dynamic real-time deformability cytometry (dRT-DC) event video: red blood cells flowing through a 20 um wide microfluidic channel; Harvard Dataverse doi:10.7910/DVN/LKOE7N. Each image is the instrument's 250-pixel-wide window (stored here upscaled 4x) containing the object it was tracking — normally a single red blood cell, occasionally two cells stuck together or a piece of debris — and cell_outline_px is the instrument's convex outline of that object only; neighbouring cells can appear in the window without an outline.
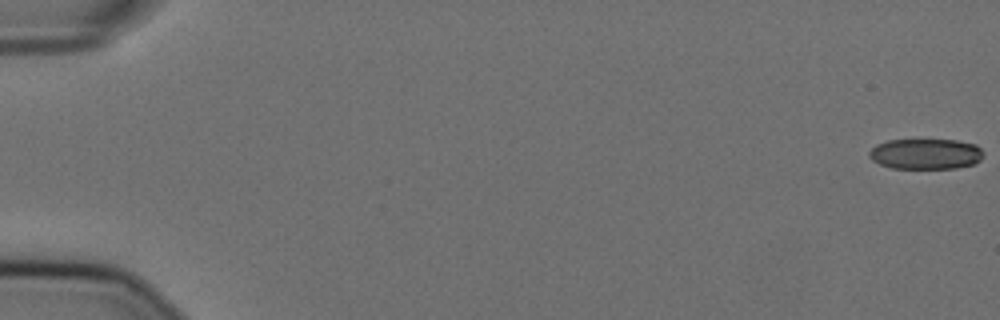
{"species": "Egyptian fruit bat (a non-hibernating species)", "species_latin": "Rousettus aegyptiacus", "temperature_condition": "cold", "stored_images_in_passage": 57, "camera_frame_rate_fps": 3000, "um_per_image_px": 0.085, "animal": {"sex": "female"}, "frame": {"image": 1, "passage_image": 1, "time_ms": 0.0, "image_size_px": [1000, 320], "cell_outline_px": [[984, 156], [980, 160], [972, 164], [956, 168], [892, 168], [880, 164], [872, 160], [868, 156], [868, 152], [876, 144], [888, 140], [956, 140], [976, 144], [984, 152]], "centroid_in_image_um": [78.68, 13.08], "position_along_channel_um": 6.3, "area_um2": 20.4}}
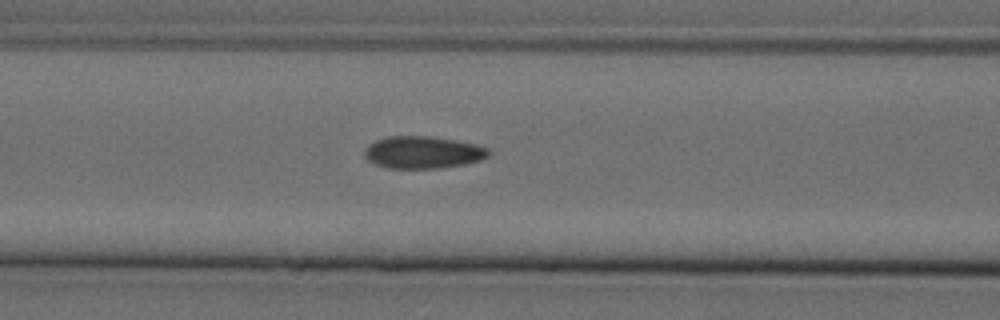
{"frame": {"image": 2, "passage_image": 25, "time_ms": 8.0, "image_size_px": [1000, 320], "cell_outline_px": [[492, 152], [488, 156], [480, 160], [464, 164], [436, 168], [388, 168], [376, 164], [368, 160], [364, 156], [364, 148], [368, 144], [376, 140], [388, 136], [432, 136], [456, 140], [476, 144], [488, 148]], "centroid_in_image_um": [35.94, 12.94], "position_along_channel_um": 130.7, "area_um2": 23.41}}
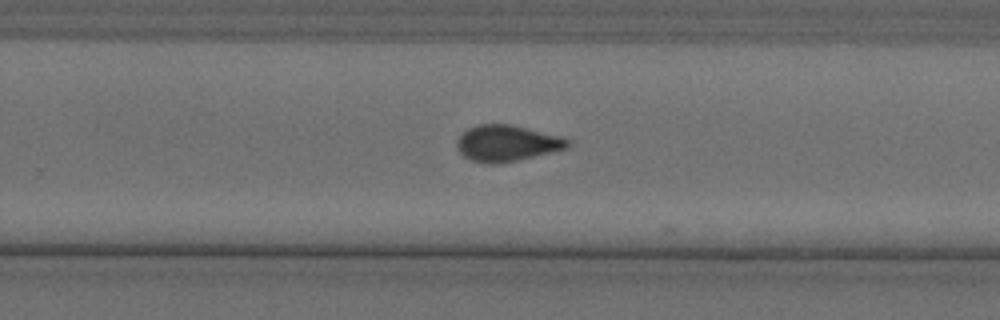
{"frame": {"image": 3, "passage_image": 38, "time_ms": 12.333, "image_size_px": [1000, 320], "cell_outline_px": [[572, 144], [568, 148], [500, 164], [488, 164], [472, 160], [464, 156], [456, 148], [456, 140], [468, 128], [476, 124], [512, 124], [560, 136], [572, 140]], "centroid_in_image_um": [43.09, 12.17], "position_along_channel_um": 286.7, "area_um2": 23.52}, "authors_computed_cell_mechanics": {"area_um2": 23.12, "velocity_mm_per_s": 3.6183, "shape_relaxation_time_tau1_ms": null, "shape_relaxation_time_tau2_ms": 1.9435, "deformation_change_tau1": null, "deformation_change_tau2": 0.0634}}